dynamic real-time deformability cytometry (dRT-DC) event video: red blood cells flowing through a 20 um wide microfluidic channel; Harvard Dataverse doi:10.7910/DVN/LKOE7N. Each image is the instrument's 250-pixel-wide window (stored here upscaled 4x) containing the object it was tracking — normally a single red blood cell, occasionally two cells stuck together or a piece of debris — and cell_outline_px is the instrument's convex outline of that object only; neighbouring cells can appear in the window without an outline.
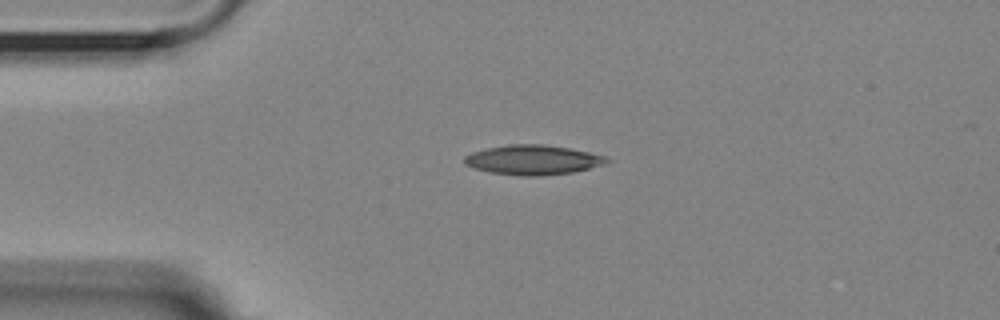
{"species": "Egyptian fruit bat (a non-hibernating species)", "species_latin": "Rousettus aegyptiacus", "temperature_condition": "room temperature", "stored_images_in_passage": 44, "camera_frame_rate_fps": 3000, "um_per_image_px": 0.085, "animal": {"sex": "female"}, "frame": {"image": 1, "passage_image": 1, "time_ms": 0.0, "image_size_px": [1000, 320], "cell_outline_px": [[608, 160], [604, 164], [572, 172], [540, 176], [520, 176], [488, 172], [472, 168], [464, 164], [464, 156], [472, 152], [488, 148], [508, 144], [544, 144], [568, 148], [588, 152], [604, 156]], "centroid_in_image_um": [45.22, 13.59], "position_along_channel_um": 39.8, "area_um2": 24.51}}
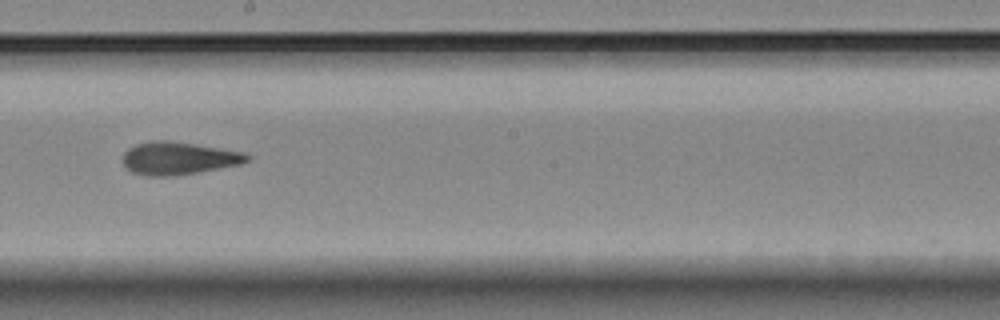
{"frame": {"image": 2, "passage_image": 19, "time_ms": 6.0, "image_size_px": [1000, 320], "cell_outline_px": [[252, 156], [248, 160], [240, 164], [196, 172], [168, 176], [148, 176], [132, 172], [124, 168], [120, 160], [124, 152], [128, 148], [136, 144], [152, 140], [168, 140], [220, 148], [244, 152]], "centroid_in_image_um": [15.1, 13.44], "position_along_channel_um": 233.1, "area_um2": 23.76}}
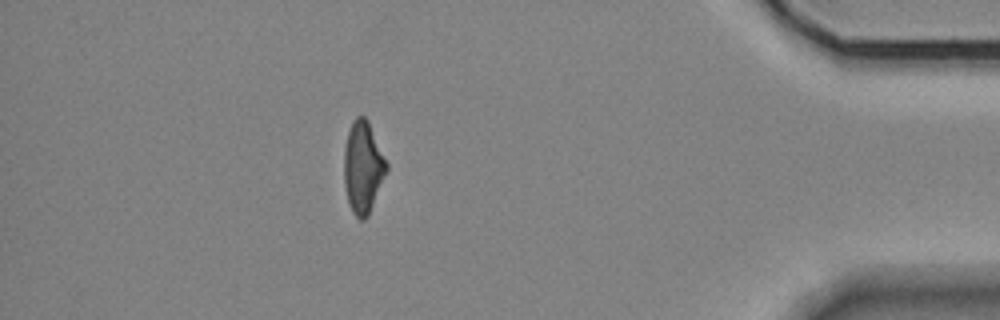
{"frame": {"image": 3, "passage_image": 37, "time_ms": 12.0, "image_size_px": [1000, 320], "cell_outline_px": [[388, 168], [368, 216], [364, 220], [360, 220], [352, 212], [348, 200], [344, 184], [344, 148], [348, 132], [356, 116], [364, 116], [368, 120], [388, 164]], "centroid_in_image_um": [30.85, 14.22], "position_along_channel_um": 404.4, "area_um2": 22.54}, "authors_computed_cell_mechanics": {"area_um2": 23.4379, "velocity_mm_per_s": 3.615, "shape_relaxation_time_tau1_ms": 9.9084, "shape_relaxation_time_tau2_ms": 3.2007, "deformation_change_tau1": 0.2339, "deformation_change_tau2": 0.1254}}